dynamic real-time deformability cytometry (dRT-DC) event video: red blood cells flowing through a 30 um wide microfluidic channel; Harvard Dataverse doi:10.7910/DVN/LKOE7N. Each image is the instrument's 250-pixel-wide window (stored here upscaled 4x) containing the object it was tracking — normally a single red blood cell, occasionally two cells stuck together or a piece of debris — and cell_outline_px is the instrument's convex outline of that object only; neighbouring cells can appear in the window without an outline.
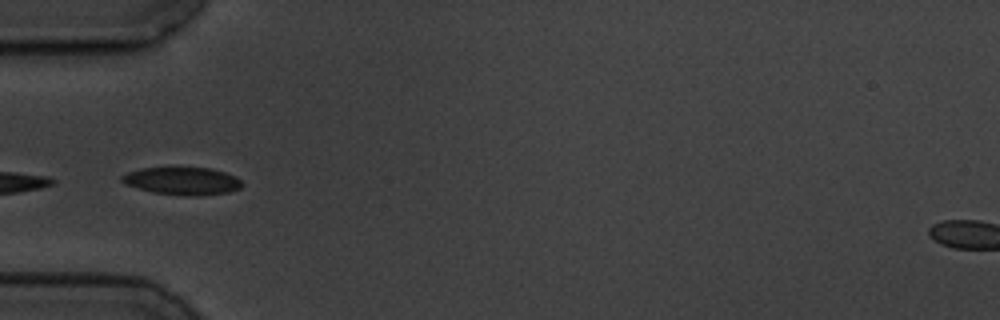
{"species": "common noctule bat (a hibernating species)", "species_latin": "Nyctalus noctula", "temperature_condition": "cold", "stored_images_in_passage": 40, "camera_frame_rate_fps": 3000, "um_per_image_px": 0.085, "animal": {"sex": "male", "body_mass_g": 19.5, "forearm_length_mm": 54.6}, "frame": {"image": 1, "passage_image": 1, "time_ms": 0.0, "image_size_px": [1000, 320], "cell_outline_px": [[244, 184], [240, 188], [228, 192], [200, 196], [184, 196], [152, 192], [124, 184], [120, 180], [120, 176], [128, 172], [140, 168], [212, 168], [236, 176]], "centroid_in_image_um": [15.49, 15.39], "position_along_channel_um": 69.5, "area_um2": 19.48}}
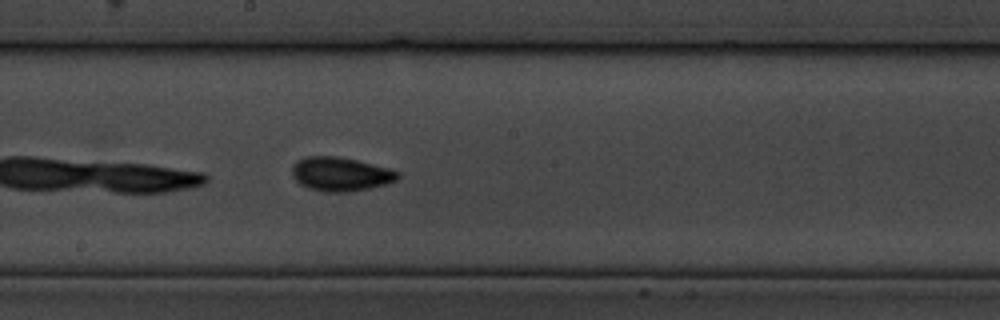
{"frame": {"image": 2, "passage_image": 14, "time_ms": 4.333, "image_size_px": [1000, 320], "cell_outline_px": [[400, 176], [396, 180], [384, 184], [368, 188], [348, 192], [324, 192], [308, 188], [300, 184], [292, 176], [292, 164], [296, 160], [304, 156], [336, 156], [356, 160], [392, 168], [400, 172]], "centroid_in_image_um": [28.93, 14.78], "position_along_channel_um": 219.3, "area_um2": 21.1}}
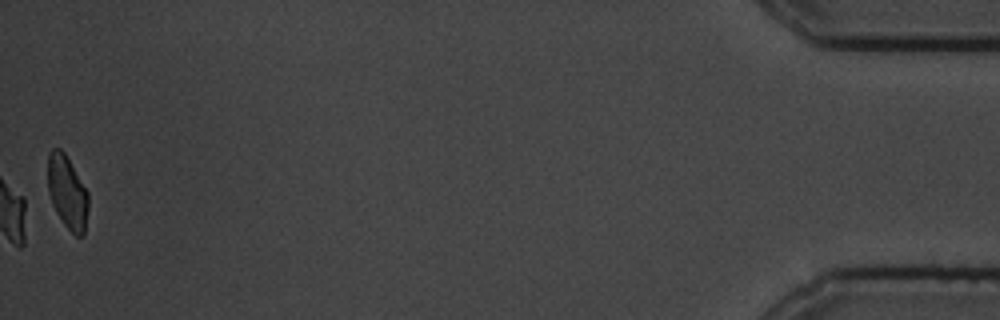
{"frame": {"image": 3, "passage_image": 40, "time_ms": 13.0, "image_size_px": [1000, 320], "cell_outline_px": [[88, 208], [84, 236], [76, 236], [64, 224], [56, 212], [52, 204], [48, 192], [48, 152], [52, 148], [60, 148], [64, 152], [88, 192]], "centroid_in_image_um": [5.71, 16.34], "position_along_channel_um": 429.5, "area_um2": 17.28}, "authors_computed_cell_mechanics": {"area_um2": 19.0451, "velocity_mm_per_s": 3.4633, "shape_relaxation_time_tau1_ms": 2.3242, "shape_relaxation_time_tau2_ms": 1.7209, "deformation_change_tau1": 0.0823, "deformation_change_tau2": 0.0409}}